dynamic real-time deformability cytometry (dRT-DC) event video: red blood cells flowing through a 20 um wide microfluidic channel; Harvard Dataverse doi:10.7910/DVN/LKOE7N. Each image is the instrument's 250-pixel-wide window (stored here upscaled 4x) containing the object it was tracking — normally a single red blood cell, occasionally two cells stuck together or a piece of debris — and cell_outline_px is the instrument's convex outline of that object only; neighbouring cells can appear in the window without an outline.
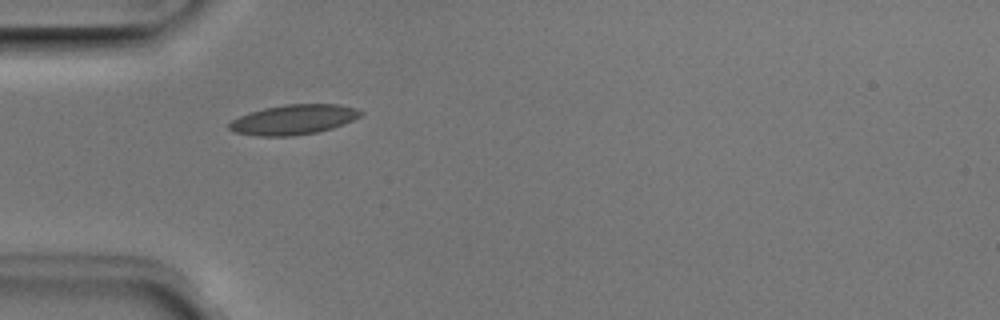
{"species": "Egyptian fruit bat (a non-hibernating species)", "species_latin": "Rousettus aegyptiacus", "temperature_condition": "room temperature", "stored_images_in_passage": 3, "camera_frame_rate_fps": 3000, "um_per_image_px": 0.085, "animal": {"sex": "male"}, "frame": {"image": 1, "passage_image": 1, "time_ms": 0.0, "image_size_px": [1000, 320], "cell_outline_px": [[364, 112], [360, 116], [344, 124], [332, 128], [316, 132], [292, 136], [260, 136], [236, 132], [228, 128], [228, 124], [232, 120], [248, 112], [264, 108], [284, 104], [340, 104], [356, 108]], "centroid_in_image_um": [24.96, 10.15], "position_along_channel_um": 60.0, "area_um2": 22.89}}
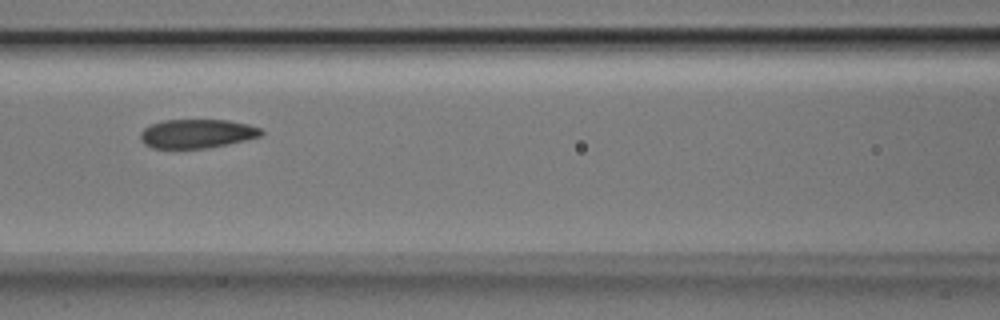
{"frame": {"image": 2, "passage_image": 3, "time_ms": 0.667, "image_size_px": [1000, 320], "cell_outline_px": [[264, 132], [260, 136], [228, 144], [208, 148], [152, 148], [144, 144], [140, 140], [140, 132], [144, 128], [152, 124], [164, 120], [228, 120], [248, 124], [260, 128]], "centroid_in_image_um": [16.72, 11.36], "position_along_channel_um": 149.9, "area_um2": 20.35}}